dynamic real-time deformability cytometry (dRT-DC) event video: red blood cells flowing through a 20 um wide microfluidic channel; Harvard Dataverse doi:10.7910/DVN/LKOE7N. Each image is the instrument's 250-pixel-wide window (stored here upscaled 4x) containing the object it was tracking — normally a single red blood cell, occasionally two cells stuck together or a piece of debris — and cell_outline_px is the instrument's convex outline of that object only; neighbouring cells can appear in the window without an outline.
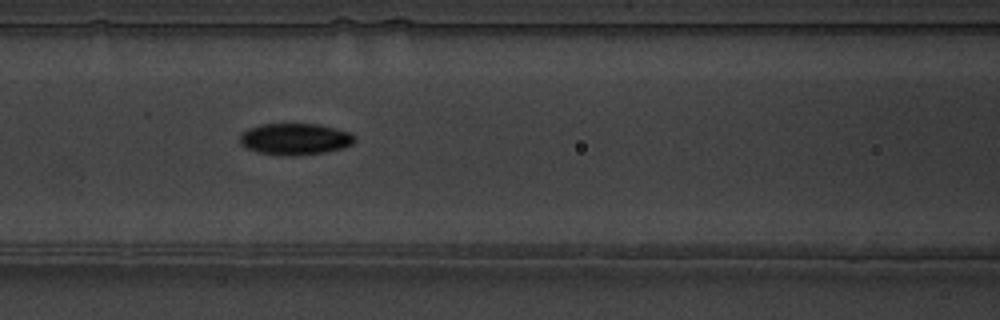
{"species": "common noctule bat (a hibernating species)", "species_latin": "Nyctalus noctula", "temperature_condition": "warm", "stored_images_in_passage": 10, "camera_frame_rate_fps": 3000, "um_per_image_px": 0.085, "animal": {"sex": "male", "body_mass_g": 19.5, "forearm_length_mm": 54.6}, "frame": {"image": 1, "passage_image": 4, "time_ms": 1.0, "image_size_px": [1000, 320], "cell_outline_px": [[356, 140], [352, 144], [344, 148], [324, 152], [292, 156], [256, 152], [244, 148], [240, 144], [240, 136], [248, 128], [260, 124], [320, 124], [348, 132]], "centroid_in_image_um": [25.04, 11.82], "position_along_channel_um": 141.6, "area_um2": 21.04}}
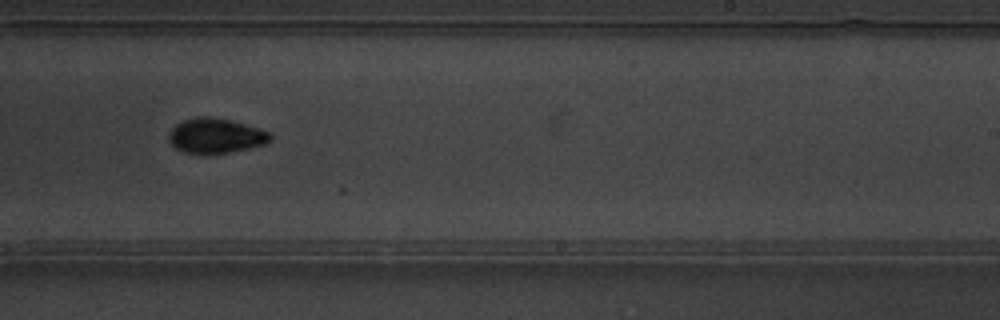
{"frame": {"image": 2, "passage_image": 7, "time_ms": 2.0, "image_size_px": [1000, 320], "cell_outline_px": [[272, 140], [264, 144], [248, 148], [228, 152], [184, 152], [176, 148], [168, 140], [168, 132], [176, 124], [184, 120], [200, 116], [208, 116], [228, 120], [244, 124], [268, 132], [272, 136]], "centroid_in_image_um": [18.3, 11.52], "position_along_channel_um": 270.7, "area_um2": 20.06}}
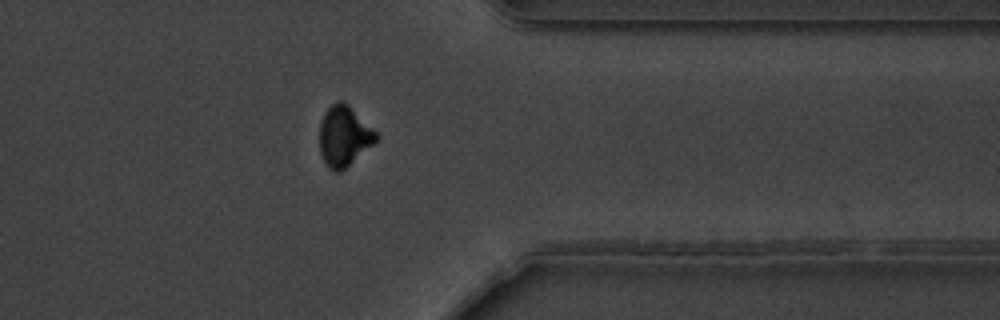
{"frame": {"image": 3, "passage_image": 10, "time_ms": 3.0, "image_size_px": [1000, 320], "cell_outline_px": [[380, 136], [372, 144], [340, 172], [336, 172], [328, 168], [320, 152], [320, 124], [324, 112], [336, 100], [344, 100]], "centroid_in_image_um": [29.22, 11.54], "position_along_channel_um": 382.2, "area_um2": 19.59}}